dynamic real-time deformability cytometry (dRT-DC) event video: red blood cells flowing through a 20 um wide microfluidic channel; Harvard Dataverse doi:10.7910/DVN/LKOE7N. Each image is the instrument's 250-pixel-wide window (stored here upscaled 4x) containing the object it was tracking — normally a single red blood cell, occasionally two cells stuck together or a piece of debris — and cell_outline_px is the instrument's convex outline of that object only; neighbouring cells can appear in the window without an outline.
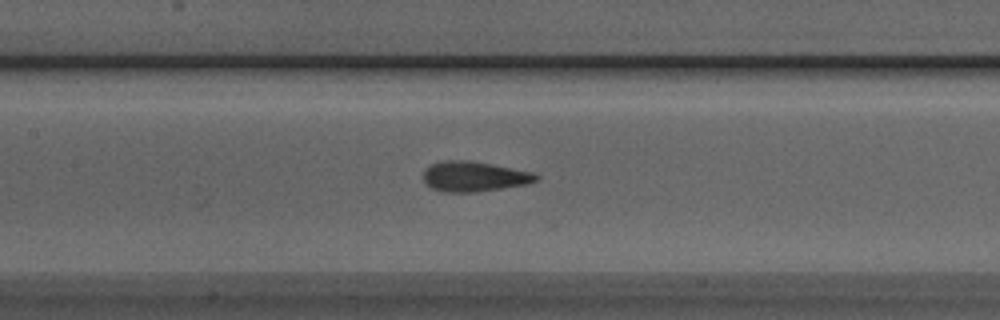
{"species": "Egyptian fruit bat (a non-hibernating species)", "species_latin": "Rousettus aegyptiacus", "temperature_condition": "room temperature", "stored_images_in_passage": 39, "camera_frame_rate_fps": 3000, "um_per_image_px": 0.085, "animal": {"sex": "male"}, "frame": {"image": 1, "passage_image": 17, "time_ms": 5.333, "image_size_px": [1000, 320], "cell_outline_px": [[540, 180], [524, 184], [476, 192], [444, 192], [432, 188], [424, 180], [424, 168], [440, 160], [472, 160], [532, 172], [540, 176]], "centroid_in_image_um": [40.29, 14.98], "position_along_channel_um": 167.1, "area_um2": 19.77}}
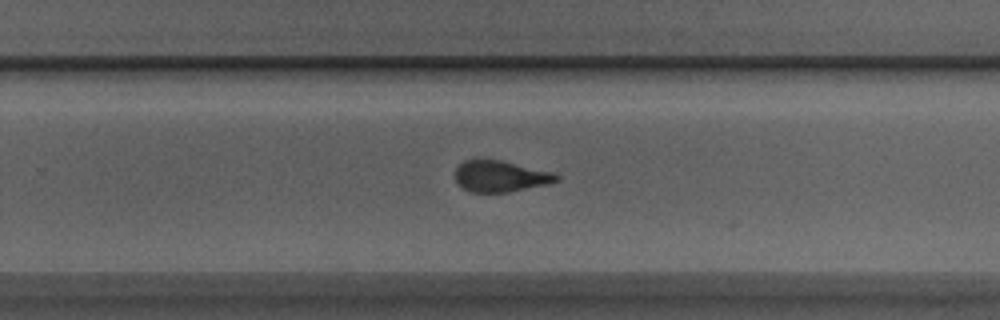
{"frame": {"image": 2, "passage_image": 26, "time_ms": 8.333, "image_size_px": [1000, 320], "cell_outline_px": [[560, 180], [548, 184], [508, 192], [472, 192], [464, 188], [456, 180], [456, 168], [464, 160], [476, 156], [480, 156], [500, 160], [552, 172], [560, 176]], "centroid_in_image_um": [42.51, 14.94], "position_along_channel_um": 287.3, "area_um2": 18.73}}
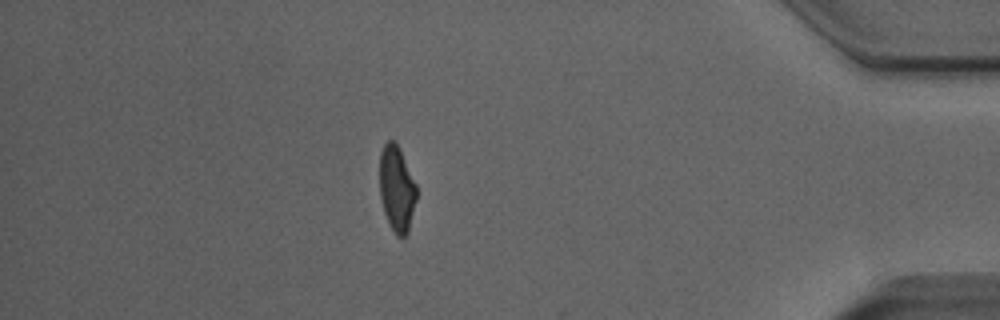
{"frame": {"image": 3, "passage_image": 38, "time_ms": 12.333, "image_size_px": [1000, 320], "cell_outline_px": [[416, 200], [408, 232], [404, 236], [396, 236], [388, 224], [380, 200], [380, 152], [384, 144], [388, 140], [396, 140], [400, 148], [416, 184]], "centroid_in_image_um": [33.71, 16.02], "position_along_channel_um": 401.5, "area_um2": 18.61}}